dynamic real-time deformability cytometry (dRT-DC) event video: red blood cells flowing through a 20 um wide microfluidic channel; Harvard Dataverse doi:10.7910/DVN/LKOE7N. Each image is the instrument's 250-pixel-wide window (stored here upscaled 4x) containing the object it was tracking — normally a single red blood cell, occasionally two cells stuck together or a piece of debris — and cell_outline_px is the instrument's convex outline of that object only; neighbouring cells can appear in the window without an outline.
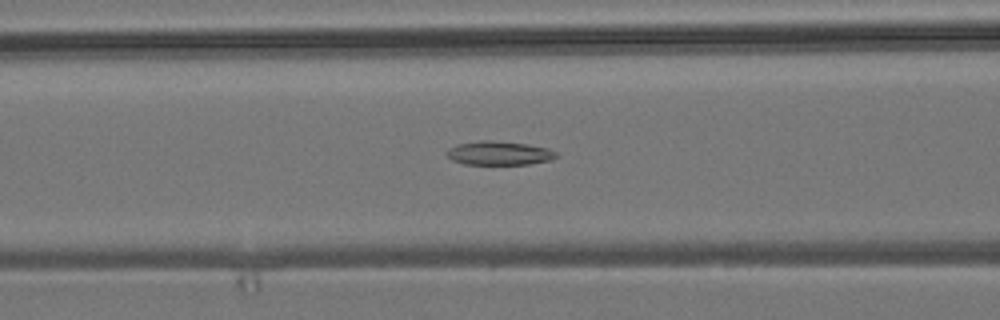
{"species": "common noctule bat (a hibernating species)", "species_latin": "Nyctalus noctula", "temperature_condition": "room temperature", "stored_images_in_passage": 43, "camera_frame_rate_fps": 3000, "um_per_image_px": 0.085, "animal": {"sex": "male", "body_mass_g": 19.2, "forearm_length_mm": 51.8}, "frame": {"image": 1, "passage_image": 21, "time_ms": 6.667, "image_size_px": [1000, 320], "cell_outline_px": [[556, 156], [552, 160], [528, 164], [464, 164], [452, 160], [444, 152], [448, 148], [456, 144], [480, 140], [492, 140], [528, 144], [548, 148], [556, 152]], "centroid_in_image_um": [42.39, 13.01], "position_along_channel_um": 124.2, "area_um2": 15.32}}
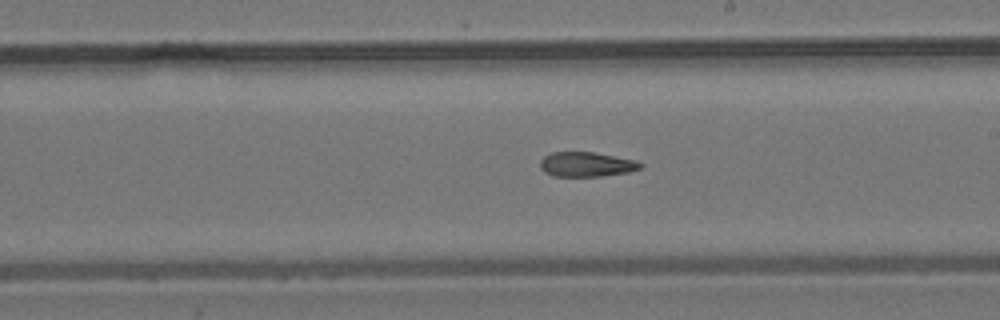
{"frame": {"image": 2, "passage_image": 30, "time_ms": 9.667, "image_size_px": [1000, 320], "cell_outline_px": [[644, 164], [640, 168], [628, 172], [600, 176], [552, 176], [544, 172], [540, 168], [540, 160], [544, 156], [552, 152], [592, 152], [636, 160]], "centroid_in_image_um": [49.82, 13.97], "position_along_channel_um": 239.2, "area_um2": 14.39}}
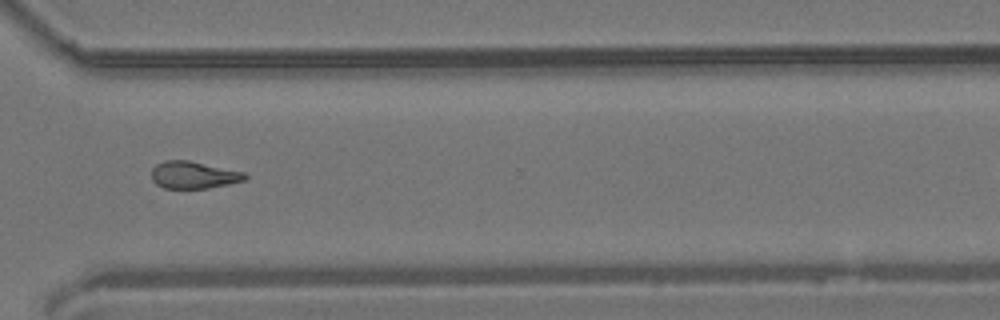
{"frame": {"image": 3, "passage_image": 39, "time_ms": 12.667, "image_size_px": [1000, 320], "cell_outline_px": [[248, 180], [208, 188], [164, 188], [156, 184], [152, 180], [152, 168], [156, 164], [164, 160], [188, 160], [244, 172], [248, 176]], "centroid_in_image_um": [16.46, 14.87], "position_along_channel_um": 354.1, "area_um2": 14.85}}